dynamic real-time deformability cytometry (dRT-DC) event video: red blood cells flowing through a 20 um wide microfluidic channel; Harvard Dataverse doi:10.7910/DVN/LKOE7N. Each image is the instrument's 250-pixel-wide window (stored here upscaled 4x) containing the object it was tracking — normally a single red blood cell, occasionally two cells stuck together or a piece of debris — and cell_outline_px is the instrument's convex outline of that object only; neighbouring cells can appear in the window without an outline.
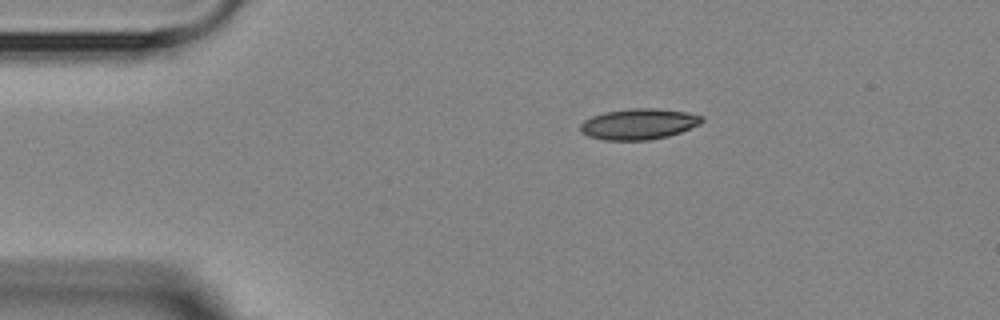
{"species": "Egyptian fruit bat (a non-hibernating species)", "species_latin": "Rousettus aegyptiacus", "temperature_condition": "room temperature", "stored_images_in_passage": 5, "camera_frame_rate_fps": 3000, "um_per_image_px": 0.085, "animal": {"sex": "female"}, "frame": {"image": 1, "passage_image": 1, "time_ms": 0.0, "image_size_px": [1000, 320], "cell_outline_px": [[704, 120], [700, 124], [680, 132], [668, 136], [648, 140], [604, 140], [588, 136], [580, 132], [580, 124], [584, 120], [592, 116], [604, 112], [632, 108], [656, 108], [684, 112], [700, 116]], "centroid_in_image_um": [54.25, 10.54], "position_along_channel_um": 30.8, "area_um2": 21.73}}
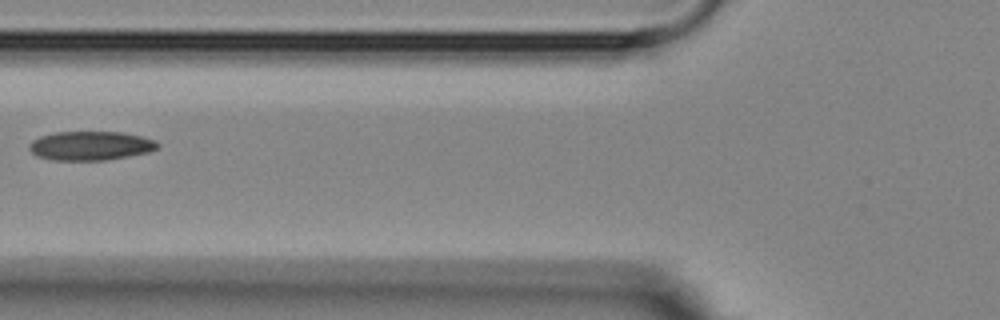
{"frame": {"image": 2, "passage_image": 4, "time_ms": 3.667, "image_size_px": [1000, 320], "cell_outline_px": [[160, 144], [156, 148], [148, 152], [108, 160], [52, 160], [36, 156], [28, 148], [28, 144], [32, 140], [40, 136], [56, 132], [124, 132], [156, 140]], "centroid_in_image_um": [7.67, 12.39], "position_along_channel_um": 118.1, "area_um2": 21.79}}
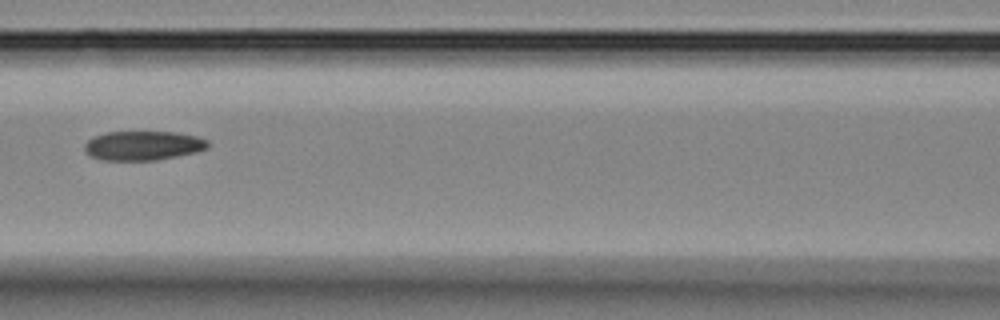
{"frame": {"image": 3, "passage_image": 5, "time_ms": 4.667, "image_size_px": [1000, 320], "cell_outline_px": [[208, 148], [196, 152], [156, 160], [104, 160], [92, 156], [84, 148], [84, 144], [92, 136], [104, 132], [176, 132], [196, 136], [208, 140]], "centroid_in_image_um": [12.16, 12.36], "position_along_channel_um": 154.4, "area_um2": 20.98}}